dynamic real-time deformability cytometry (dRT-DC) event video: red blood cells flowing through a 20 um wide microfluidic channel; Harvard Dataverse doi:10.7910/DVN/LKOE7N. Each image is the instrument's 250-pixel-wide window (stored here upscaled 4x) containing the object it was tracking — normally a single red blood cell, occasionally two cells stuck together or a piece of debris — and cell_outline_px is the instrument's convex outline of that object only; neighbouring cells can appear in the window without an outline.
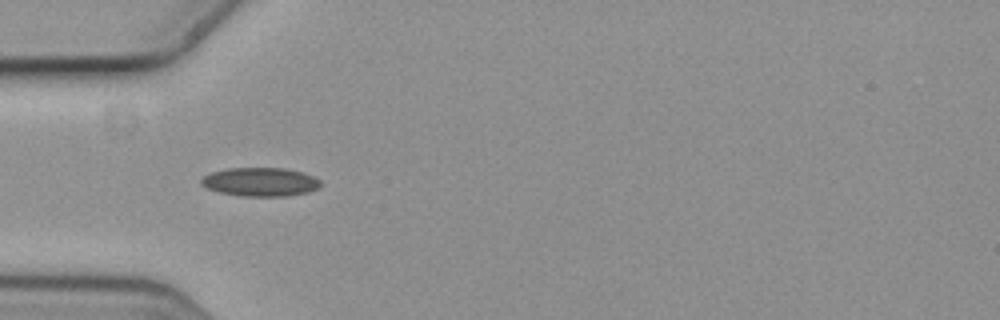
{"species": "common noctule bat (a hibernating species)", "species_latin": "Nyctalus noctula", "temperature_condition": "cold", "stored_images_in_passage": 5, "camera_frame_rate_fps": 3000, "um_per_image_px": 0.085, "animal": {"sex": "female", "body_mass_g": 19.3, "forearm_length_mm": 54.1}, "frame": {"image": 1, "passage_image": 4, "time_ms": 1.0, "image_size_px": [1000, 320], "cell_outline_px": [[320, 188], [308, 192], [288, 196], [240, 196], [220, 192], [208, 188], [200, 184], [200, 180], [204, 176], [212, 172], [228, 168], [284, 168], [304, 172], [320, 180]], "centroid_in_image_um": [22.15, 15.46], "position_along_channel_um": 62.9, "area_um2": 20.0}}
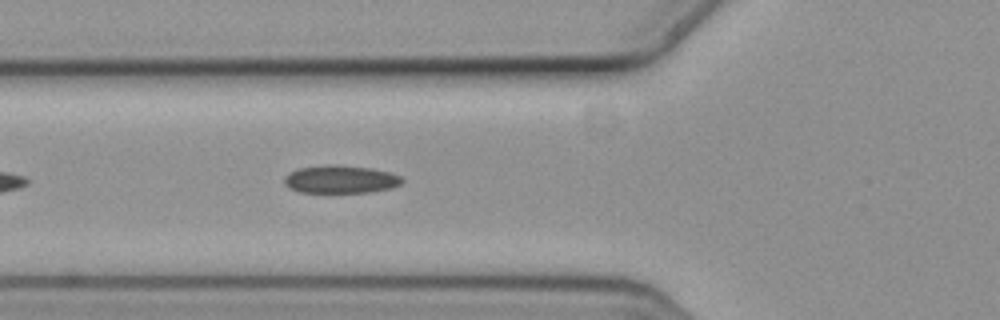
{"frame": {"image": 2, "passage_image": 5, "time_ms": 1.333, "image_size_px": [1000, 320], "cell_outline_px": [[404, 180], [400, 184], [392, 188], [372, 192], [300, 192], [288, 188], [284, 184], [284, 176], [288, 172], [296, 168], [372, 168], [392, 172], [400, 176]], "centroid_in_image_um": [28.97, 15.3], "position_along_channel_um": 96.8, "area_um2": 18.32}}